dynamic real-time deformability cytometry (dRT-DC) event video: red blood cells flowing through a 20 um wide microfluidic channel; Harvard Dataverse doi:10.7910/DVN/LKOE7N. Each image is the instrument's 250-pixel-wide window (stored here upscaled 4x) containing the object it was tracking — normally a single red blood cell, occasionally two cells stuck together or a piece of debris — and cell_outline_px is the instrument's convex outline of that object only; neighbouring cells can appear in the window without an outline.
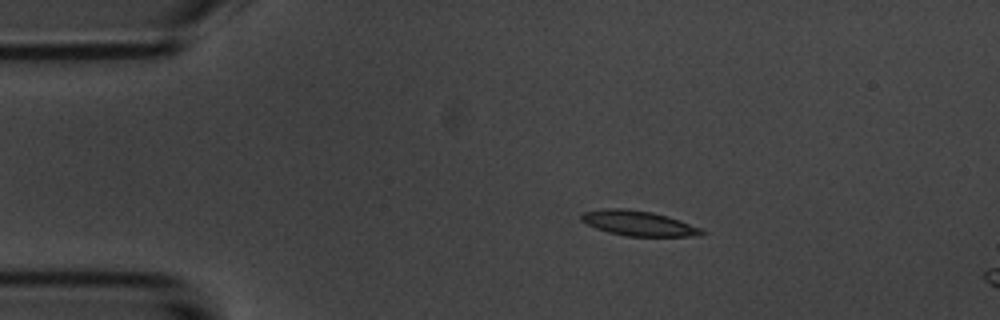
{"species": "common noctule bat (a hibernating species)", "species_latin": "Nyctalus noctula", "temperature_condition": "room temperature", "stored_images_in_passage": 6, "camera_frame_rate_fps": 3000, "um_per_image_px": 0.085, "animal": {"sex": "male", "body_mass_g": 20.1, "forearm_length_mm": 53.5}, "frame": {"image": 1, "passage_image": 2, "time_ms": 1.333, "image_size_px": [1000, 320], "cell_outline_px": [[708, 232], [704, 236], [628, 236], [608, 232], [596, 228], [580, 220], [580, 216], [584, 212], [604, 208], [628, 208], [652, 212], [668, 216], [680, 220], [700, 228]], "centroid_in_image_um": [54.3, 18.97], "position_along_channel_um": 30.7, "area_um2": 17.69}}
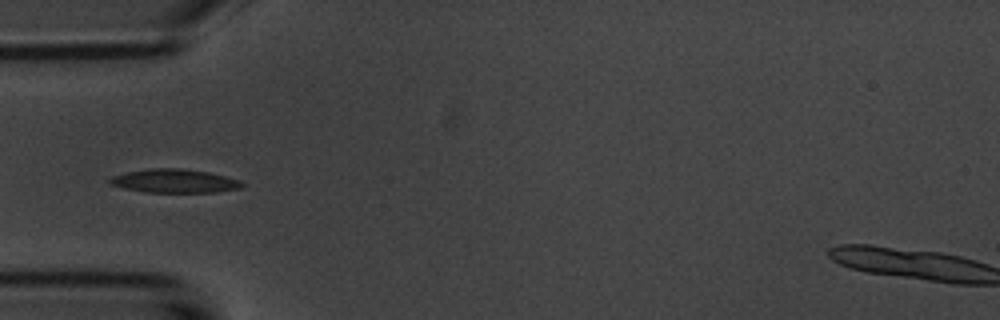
{"frame": {"image": 2, "passage_image": 4, "time_ms": 3.667, "image_size_px": [1000, 320], "cell_outline_px": [[244, 184], [240, 188], [216, 192], [144, 192], [124, 188], [112, 184], [108, 180], [112, 176], [128, 172], [152, 168], [180, 168], [208, 172], [240, 180]], "centroid_in_image_um": [14.84, 15.38], "position_along_channel_um": 70.2, "area_um2": 17.98}}
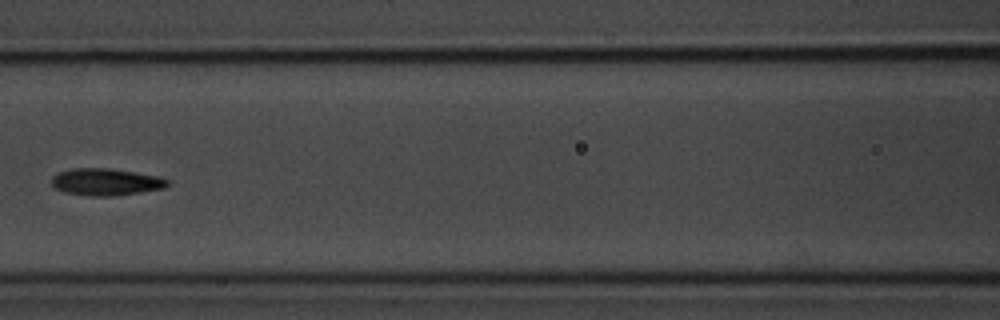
{"frame": {"image": 3, "passage_image": 6, "time_ms": 6.0, "image_size_px": [1000, 320], "cell_outline_px": [[172, 180], [164, 188], [140, 192], [112, 196], [88, 196], [64, 192], [56, 188], [52, 184], [52, 176], [60, 172], [72, 168], [112, 168], [160, 176]], "centroid_in_image_um": [9.04, 15.46], "position_along_channel_um": 157.6, "area_um2": 18.38}}